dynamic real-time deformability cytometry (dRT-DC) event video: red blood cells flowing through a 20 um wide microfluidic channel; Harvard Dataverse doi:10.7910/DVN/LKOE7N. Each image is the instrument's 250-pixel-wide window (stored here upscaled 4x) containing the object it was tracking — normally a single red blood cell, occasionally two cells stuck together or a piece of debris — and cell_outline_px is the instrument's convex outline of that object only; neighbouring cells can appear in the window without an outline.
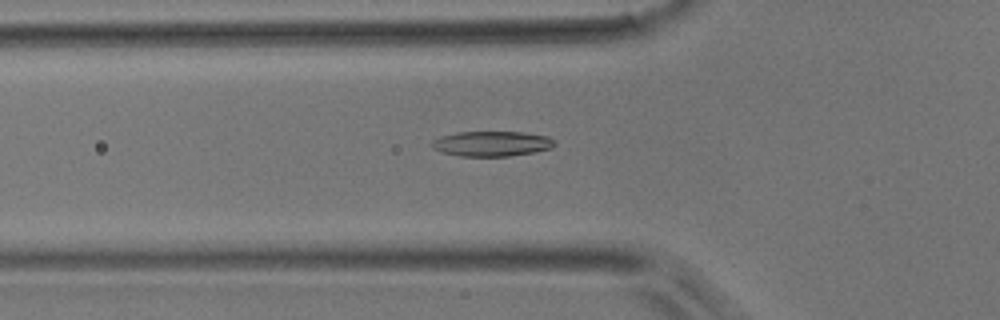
{"species": "common noctule bat (a hibernating species)", "species_latin": "Nyctalus noctula", "temperature_condition": "room temperature", "stored_images_in_passage": 49, "camera_frame_rate_fps": 3000, "um_per_image_px": 0.085, "animal": {"sex": "male", "body_mass_g": 17.9}, "frame": {"image": 1, "passage_image": 16, "time_ms": 5.0, "image_size_px": [1000, 320], "cell_outline_px": [[556, 144], [552, 148], [532, 152], [508, 156], [460, 156], [440, 152], [432, 148], [428, 144], [432, 140], [440, 136], [456, 132], [524, 132], [548, 136], [556, 140]], "centroid_in_image_um": [41.76, 12.21], "position_along_channel_um": 84.0, "area_um2": 18.21}}
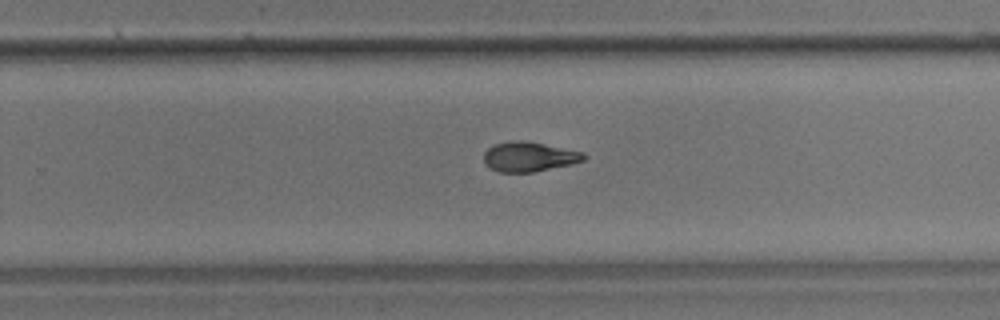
{"frame": {"image": 2, "passage_image": 31, "time_ms": 10.0, "image_size_px": [1000, 320], "cell_outline_px": [[588, 156], [584, 160], [572, 164], [532, 172], [500, 172], [484, 164], [484, 152], [488, 148], [496, 144], [516, 140], [524, 140], [584, 152]], "centroid_in_image_um": [44.99, 13.32], "position_along_channel_um": 284.8, "area_um2": 17.22}}
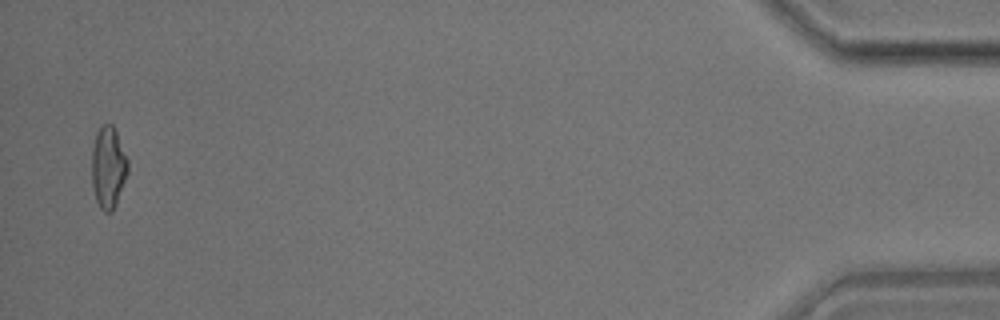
{"frame": {"image": 3, "passage_image": 48, "time_ms": 15.667, "image_size_px": [1000, 320], "cell_outline_px": [[128, 172], [116, 204], [112, 212], [104, 212], [100, 208], [96, 200], [92, 184], [92, 148], [96, 132], [104, 124], [112, 124], [116, 132], [128, 160]], "centroid_in_image_um": [9.19, 14.24], "position_along_channel_um": 426.0, "area_um2": 17.11}}